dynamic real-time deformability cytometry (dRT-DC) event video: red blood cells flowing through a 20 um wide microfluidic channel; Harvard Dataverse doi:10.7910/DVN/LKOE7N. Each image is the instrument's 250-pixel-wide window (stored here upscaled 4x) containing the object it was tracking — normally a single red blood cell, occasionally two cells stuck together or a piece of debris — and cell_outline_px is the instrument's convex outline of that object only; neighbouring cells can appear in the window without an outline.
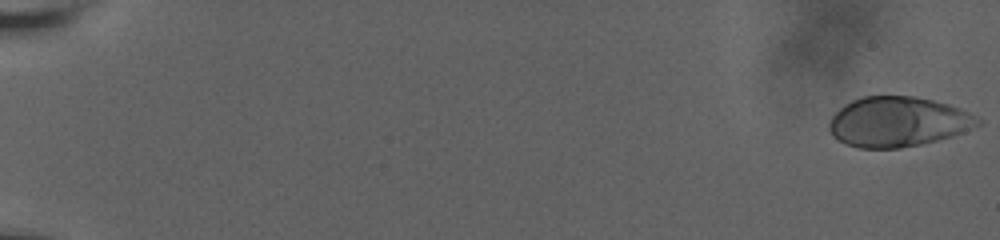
{"species": "human", "species_latin": "Homo sapiens", "temperature_condition": "room temperature", "stored_images_in_passage": 16, "camera_frame_rate_fps": 3000, "um_per_image_px": 0.085, "donor": {"sex": "male"}, "frame": {"image": 1, "passage_image": 1, "time_ms": 0.0, "image_size_px": [1000, 240], "cell_outline_px": [[984, 124], [964, 132], [952, 136], [920, 144], [900, 148], [856, 148], [844, 144], [832, 136], [828, 128], [828, 124], [832, 116], [844, 104], [852, 100], [864, 96], [912, 96], [932, 100], [948, 104], [960, 108], [968, 112], [980, 120]], "centroid_in_image_um": [76.3, 10.36], "position_along_channel_um": 8.7, "area_um2": 43.47}}
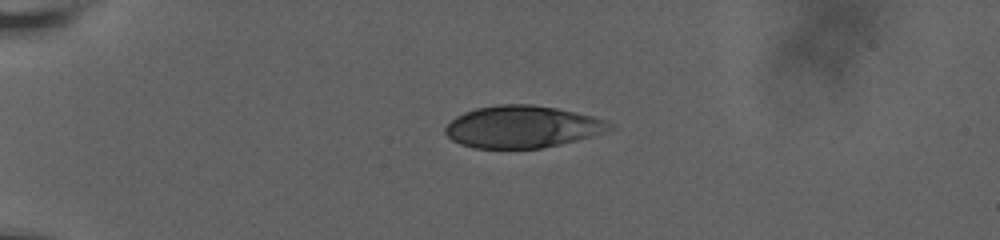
{"frame": {"image": 2, "passage_image": 10, "time_ms": 5.333, "image_size_px": [1000, 240], "cell_outline_px": [[616, 128], [608, 132], [560, 144], [540, 148], [476, 148], [460, 144], [452, 140], [444, 132], [444, 128], [456, 116], [464, 112], [476, 108], [496, 104], [532, 104], [556, 108], [576, 112], [608, 120], [616, 124]], "centroid_in_image_um": [44.45, 10.77], "position_along_channel_um": 40.6, "area_um2": 40.63}}
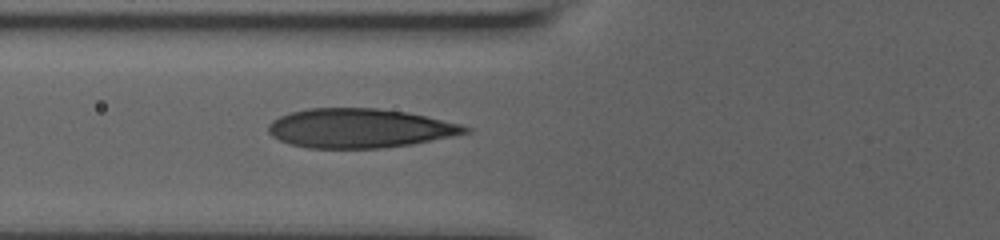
{"frame": {"image": 3, "passage_image": 16, "time_ms": 8.333, "image_size_px": [1000, 240], "cell_outline_px": [[472, 132], [412, 144], [380, 148], [308, 148], [292, 144], [280, 140], [272, 136], [268, 132], [268, 124], [272, 120], [280, 116], [292, 112], [308, 108], [376, 108], [404, 112], [424, 116], [460, 124], [472, 128]], "centroid_in_image_um": [30.55, 10.9], "position_along_channel_um": 95.2, "area_um2": 44.74}}